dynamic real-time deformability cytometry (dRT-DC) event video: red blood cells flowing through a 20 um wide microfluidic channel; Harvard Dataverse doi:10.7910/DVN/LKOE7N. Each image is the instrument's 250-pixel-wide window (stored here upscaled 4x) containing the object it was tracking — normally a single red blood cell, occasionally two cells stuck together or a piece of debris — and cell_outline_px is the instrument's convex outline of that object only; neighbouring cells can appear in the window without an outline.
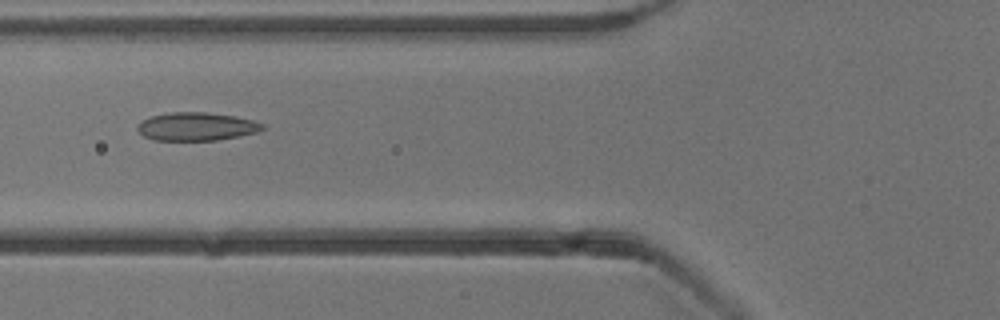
{"species": "common noctule bat (a hibernating species)", "species_latin": "Nyctalus noctula", "temperature_condition": "cold", "stored_images_in_passage": 6, "camera_frame_rate_fps": 3000, "um_per_image_px": 0.085, "animal": {"sex": "male", "body_mass_g": 13.3}, "frame": {"image": 1, "passage_image": 6, "time_ms": 5.667, "image_size_px": [1000, 320], "cell_outline_px": [[264, 128], [256, 132], [240, 136], [216, 140], [152, 140], [144, 136], [136, 128], [136, 124], [140, 120], [152, 116], [172, 112], [204, 112], [236, 116], [252, 120], [264, 124]], "centroid_in_image_um": [16.67, 10.75], "position_along_channel_um": 109.1, "area_um2": 20.58}}